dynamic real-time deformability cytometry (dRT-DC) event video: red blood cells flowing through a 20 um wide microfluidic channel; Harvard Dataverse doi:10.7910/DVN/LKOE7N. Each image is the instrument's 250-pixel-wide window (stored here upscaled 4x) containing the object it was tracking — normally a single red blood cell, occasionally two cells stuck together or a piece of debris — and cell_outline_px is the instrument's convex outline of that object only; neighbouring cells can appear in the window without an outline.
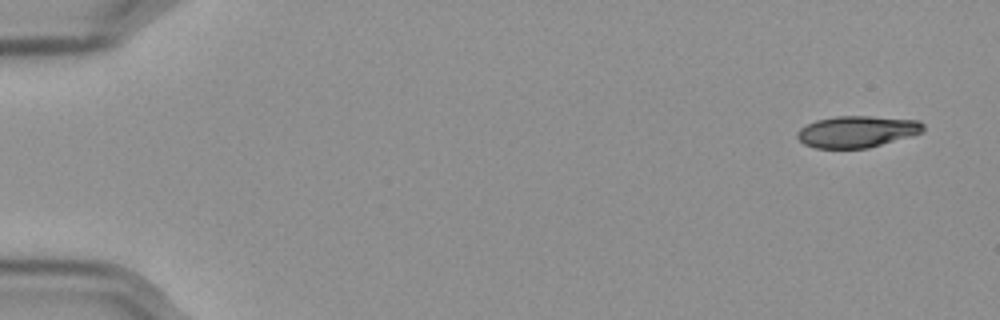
{"species": "Egyptian fruit bat (a non-hibernating species)", "species_latin": "Rousettus aegyptiacus", "temperature_condition": "cold", "stored_images_in_passage": 55, "camera_frame_rate_fps": 3000, "um_per_image_px": 0.085, "frame": {"image": 1, "passage_image": 1, "time_ms": 0.0, "image_size_px": [1000, 320], "cell_outline_px": [[924, 132], [912, 136], [868, 148], [816, 148], [804, 144], [796, 136], [796, 132], [800, 128], [816, 120], [836, 116], [868, 116], [920, 120], [924, 124]], "centroid_in_image_um": [72.87, 11.18], "position_along_channel_um": 12.1, "area_um2": 23.29}}
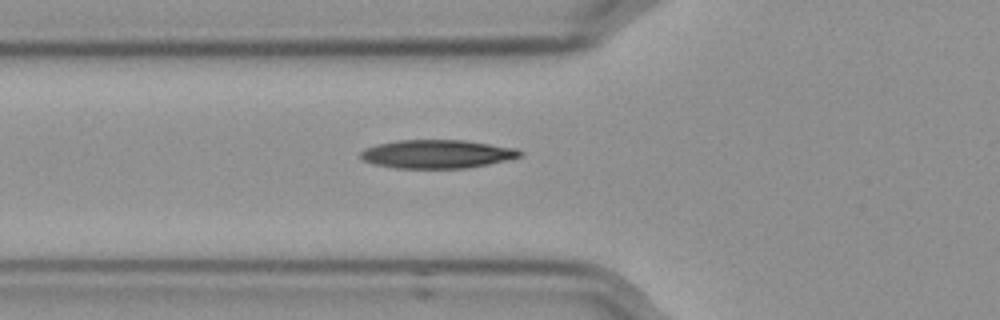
{"frame": {"image": 2, "passage_image": 19, "time_ms": 6.0, "image_size_px": [1000, 320], "cell_outline_px": [[520, 156], [488, 164], [468, 168], [396, 168], [372, 164], [364, 160], [360, 156], [360, 152], [376, 144], [396, 140], [464, 140], [516, 148], [520, 152]], "centroid_in_image_um": [37.1, 13.09], "position_along_channel_um": 88.7, "area_um2": 26.24}}
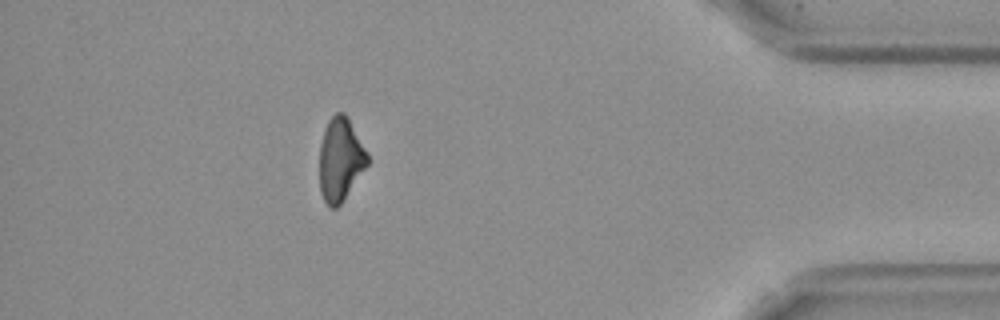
{"frame": {"image": 3, "passage_image": 49, "time_ms": 16.0, "image_size_px": [1000, 320], "cell_outline_px": [[368, 164], [340, 204], [336, 208], [332, 208], [324, 200], [320, 192], [320, 144], [328, 120], [336, 112], [344, 112], [368, 152]], "centroid_in_image_um": [28.93, 13.54], "position_along_channel_um": 406.3, "area_um2": 22.95}, "authors_computed_cell_mechanics": {"area_um2": 25.0852, "velocity_mm_per_s": 3.5886, "shape_relaxation_time_tau1_ms": 4.9104, "shape_relaxation_time_tau2_ms": null, "deformation_change_tau1": 0.151, "deformation_change_tau2": null}}